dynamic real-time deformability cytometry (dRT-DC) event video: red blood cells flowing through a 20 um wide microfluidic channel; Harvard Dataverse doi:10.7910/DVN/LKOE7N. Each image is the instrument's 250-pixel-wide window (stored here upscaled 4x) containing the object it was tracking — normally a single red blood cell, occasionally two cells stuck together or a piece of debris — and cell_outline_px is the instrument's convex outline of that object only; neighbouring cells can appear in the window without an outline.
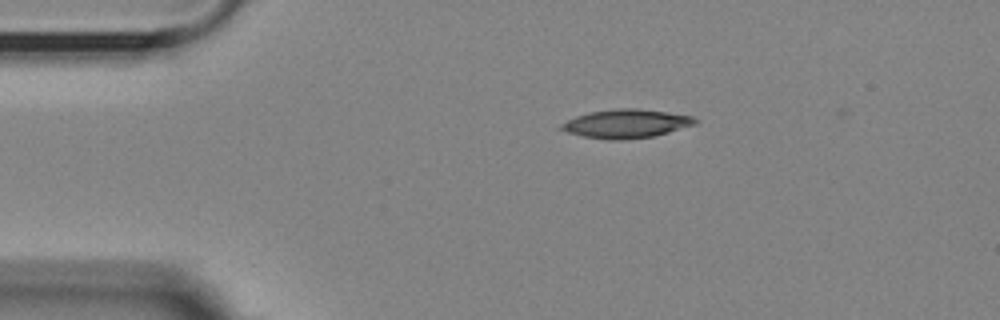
{"species": "Egyptian fruit bat (a non-hibernating species)", "species_latin": "Rousettus aegyptiacus", "temperature_condition": "room temperature", "stored_images_in_passage": 9, "camera_frame_rate_fps": 3000, "um_per_image_px": 0.085, "animal": {"sex": "female"}, "frame": {"image": 1, "passage_image": 1, "time_ms": 0.0, "image_size_px": [1000, 320], "cell_outline_px": [[696, 124], [668, 132], [652, 136], [616, 140], [608, 140], [584, 136], [568, 132], [556, 128], [560, 124], [576, 116], [592, 112], [616, 108], [636, 108], [668, 112], [692, 116], [696, 120]], "centroid_in_image_um": [53.19, 10.5], "position_along_channel_um": 31.8, "area_um2": 22.08}}
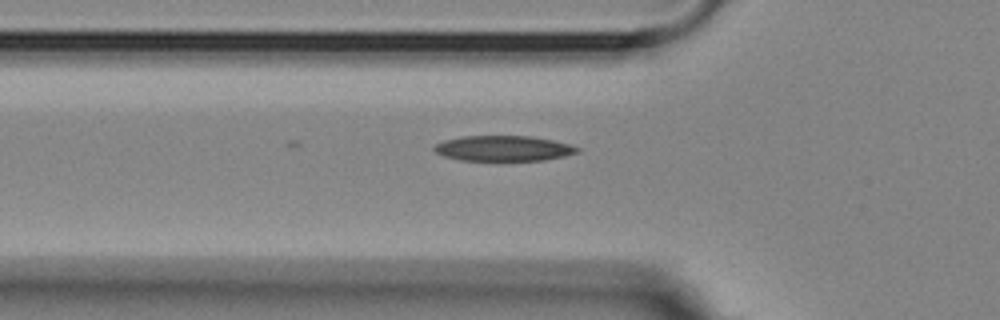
{"frame": {"image": 2, "passage_image": 9, "time_ms": 2.667, "image_size_px": [1000, 320], "cell_outline_px": [[580, 152], [564, 156], [544, 160], [460, 160], [444, 156], [436, 152], [432, 148], [436, 144], [444, 140], [460, 136], [532, 136], [572, 144], [580, 148]], "centroid_in_image_um": [42.81, 12.6], "position_along_channel_um": 83.0, "area_um2": 21.21}}